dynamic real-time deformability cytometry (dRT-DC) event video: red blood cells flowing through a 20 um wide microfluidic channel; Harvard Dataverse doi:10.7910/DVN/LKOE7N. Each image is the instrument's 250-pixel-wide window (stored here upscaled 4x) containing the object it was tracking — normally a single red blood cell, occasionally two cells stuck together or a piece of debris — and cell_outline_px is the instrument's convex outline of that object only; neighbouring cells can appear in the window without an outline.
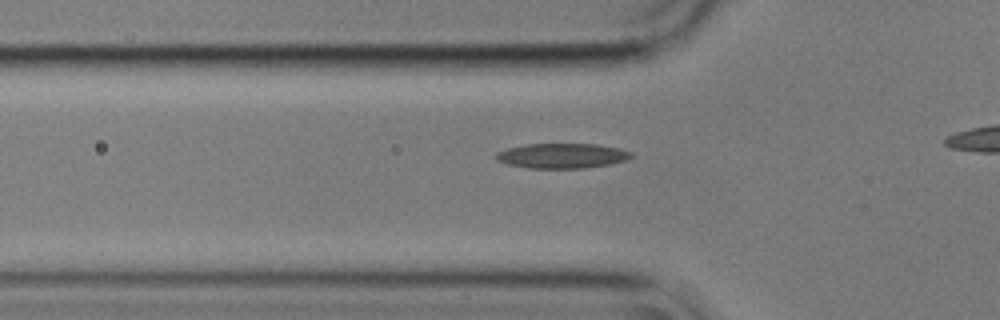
{"species": "common noctule bat (a hibernating species)", "species_latin": "Nyctalus noctula", "temperature_condition": "cold", "stored_images_in_passage": 31, "camera_frame_rate_fps": 3000, "um_per_image_px": 0.085, "animal": {"sex": "male", "body_mass_g": 17.9}, "frame": {"image": 1, "passage_image": 11, "time_ms": 3.333, "image_size_px": [1000, 320], "cell_outline_px": [[632, 156], [624, 160], [612, 164], [584, 168], [528, 168], [508, 164], [496, 160], [496, 152], [508, 148], [528, 144], [596, 144], [620, 148], [632, 152]], "centroid_in_image_um": [47.78, 13.24], "position_along_channel_um": 78.0, "area_um2": 19.59}}
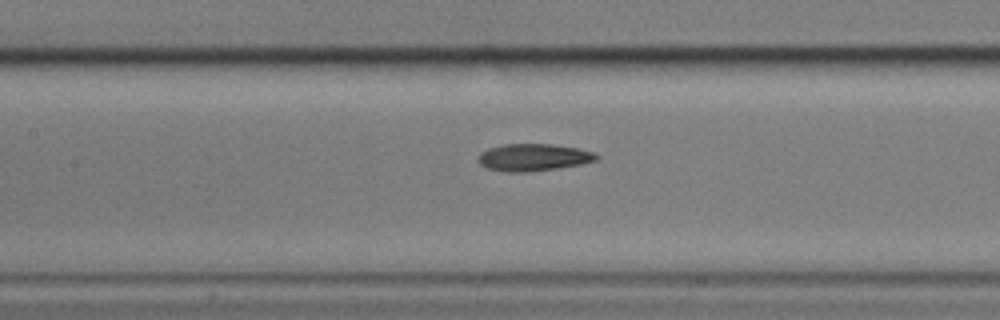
{"frame": {"image": 2, "passage_image": 18, "time_ms": 5.667, "image_size_px": [1000, 320], "cell_outline_px": [[600, 156], [596, 160], [580, 164], [556, 168], [528, 172], [504, 172], [488, 168], [480, 164], [476, 160], [476, 156], [480, 152], [488, 148], [504, 144], [552, 144], [576, 148], [596, 152]], "centroid_in_image_um": [45.3, 13.37], "position_along_channel_um": 162.1, "area_um2": 18.84}}
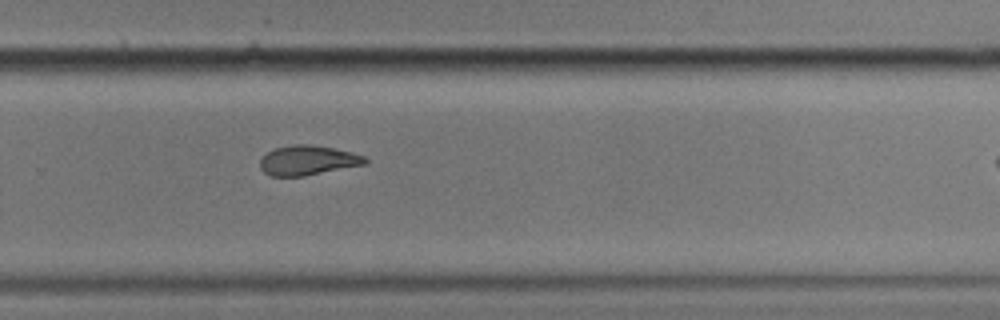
{"frame": {"image": 3, "passage_image": 30, "time_ms": 9.667, "image_size_px": [1000, 320], "cell_outline_px": [[368, 164], [304, 176], [272, 176], [264, 172], [260, 168], [260, 160], [268, 152], [276, 148], [292, 144], [312, 144], [352, 152], [364, 156], [368, 160]], "centroid_in_image_um": [26.19, 13.63], "position_along_channel_um": 303.6, "area_um2": 18.21}}